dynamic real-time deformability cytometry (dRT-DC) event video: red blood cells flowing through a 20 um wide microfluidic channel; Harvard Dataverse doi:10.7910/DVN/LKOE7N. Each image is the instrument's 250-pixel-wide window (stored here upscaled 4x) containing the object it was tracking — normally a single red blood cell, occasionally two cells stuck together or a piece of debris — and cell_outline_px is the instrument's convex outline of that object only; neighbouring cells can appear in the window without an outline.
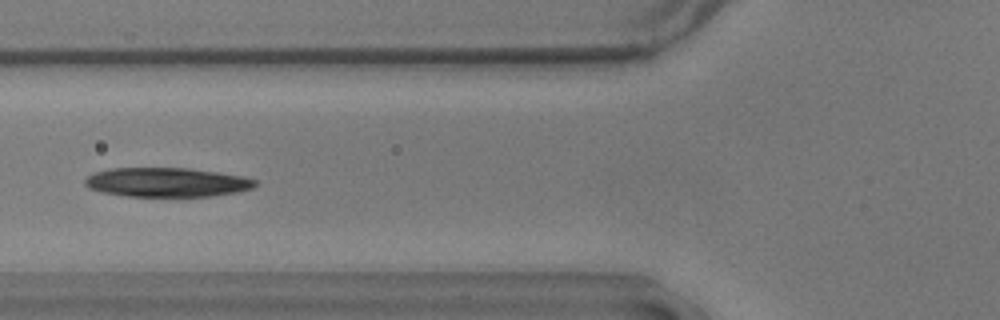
{"species": "common noctule bat (a hibernating species)", "species_latin": "Nyctalus noctula", "temperature_condition": "warm", "stored_images_in_passage": 51, "camera_frame_rate_fps": 3000, "um_per_image_px": 0.085, "animal": {"sex": "male", "body_mass_g": 17.9}, "frame": {"image": 1, "passage_image": 16, "time_ms": 5.0, "image_size_px": [1000, 320], "cell_outline_px": [[256, 184], [252, 188], [236, 192], [212, 196], [128, 196], [104, 192], [88, 188], [84, 184], [84, 180], [88, 176], [96, 172], [108, 168], [188, 168], [244, 176], [256, 180]], "centroid_in_image_um": [14.17, 15.49], "position_along_channel_um": 111.6, "area_um2": 28.84}}
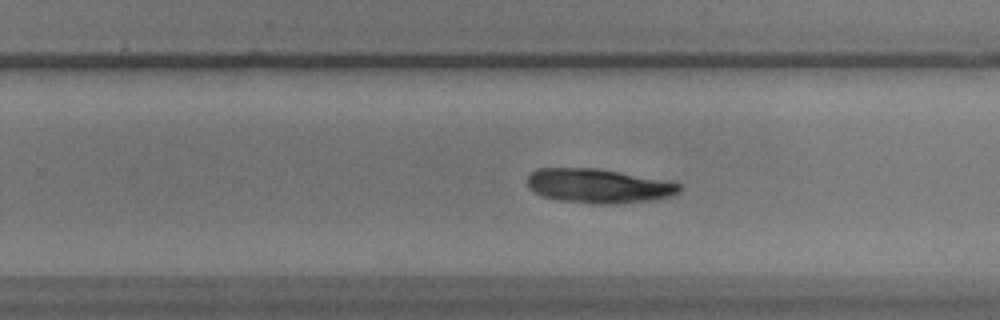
{"frame": {"image": 2, "passage_image": 30, "time_ms": 9.667, "image_size_px": [1000, 320], "cell_outline_px": [[680, 192], [668, 196], [648, 200], [608, 204], [592, 204], [556, 200], [540, 196], [532, 192], [528, 188], [528, 176], [536, 168], [600, 168], [680, 184]], "centroid_in_image_um": [50.75, 15.8], "position_along_channel_um": 279.1, "area_um2": 30.17}}
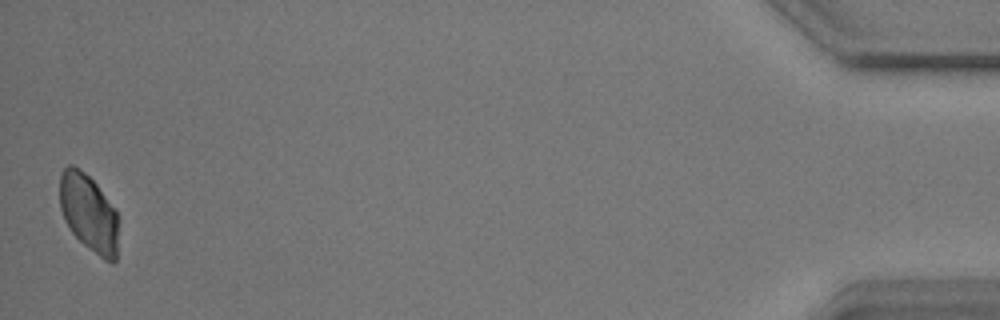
{"frame": {"image": 3, "passage_image": 50, "time_ms": 16.333, "image_size_px": [1000, 320], "cell_outline_px": [[116, 260], [112, 264], [104, 260], [84, 244], [72, 232], [64, 220], [60, 208], [60, 172], [68, 164], [72, 164], [84, 172], [96, 184], [116, 212]], "centroid_in_image_um": [7.5, 18.08], "position_along_channel_um": 427.7, "area_um2": 25.95}, "authors_computed_cell_mechanics": {"area_um2": 29.2468, "velocity_mm_per_s": 3.5901, "shape_relaxation_time_tau1_ms": 4.7779, "shape_relaxation_time_tau2_ms": null, "deformation_change_tau1": 0.1137, "deformation_change_tau2": null}}